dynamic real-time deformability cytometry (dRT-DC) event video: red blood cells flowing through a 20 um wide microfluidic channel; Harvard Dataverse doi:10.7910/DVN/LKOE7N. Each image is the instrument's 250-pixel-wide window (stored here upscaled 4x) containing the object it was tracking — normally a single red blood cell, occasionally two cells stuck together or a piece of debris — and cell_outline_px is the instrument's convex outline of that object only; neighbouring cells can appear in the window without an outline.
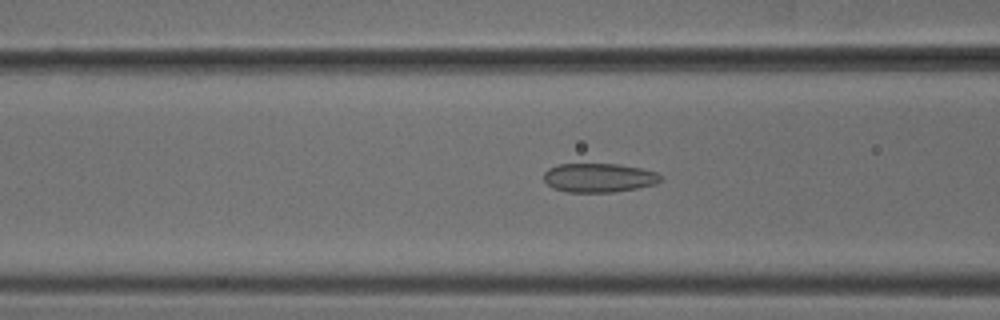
{"species": "common noctule bat (a hibernating species)", "species_latin": "Nyctalus noctula", "temperature_condition": "cold", "stored_images_in_passage": 49, "camera_frame_rate_fps": 3000, "um_per_image_px": 0.085, "animal": {"sex": "male", "body_mass_g": 18.8}, "frame": {"image": 1, "passage_image": 18, "time_ms": 5.667, "image_size_px": [1000, 320], "cell_outline_px": [[664, 180], [656, 184], [636, 188], [612, 192], [568, 192], [552, 188], [544, 180], [544, 172], [548, 168], [556, 164], [620, 164], [640, 168], [656, 172]], "centroid_in_image_um": [50.9, 15.1], "position_along_channel_um": 115.7, "area_um2": 19.83}}
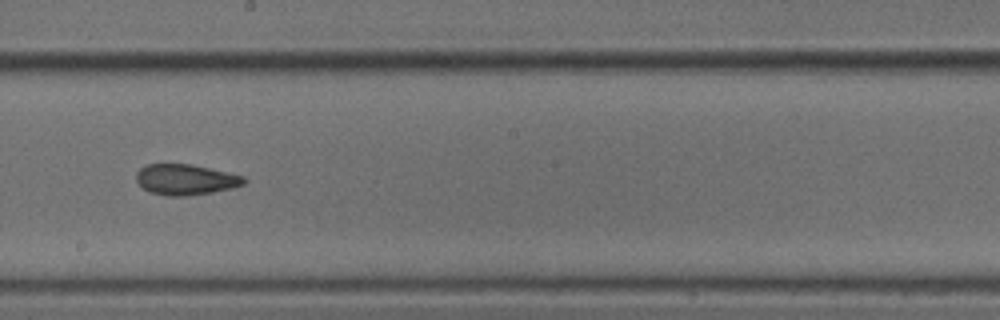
{"frame": {"image": 2, "passage_image": 27, "time_ms": 8.667, "image_size_px": [1000, 320], "cell_outline_px": [[248, 180], [244, 184], [232, 188], [212, 192], [184, 196], [168, 196], [152, 192], [144, 188], [136, 180], [136, 172], [140, 168], [148, 164], [192, 164], [244, 176]], "centroid_in_image_um": [15.79, 15.25], "position_along_channel_um": 232.4, "area_um2": 19.13}}
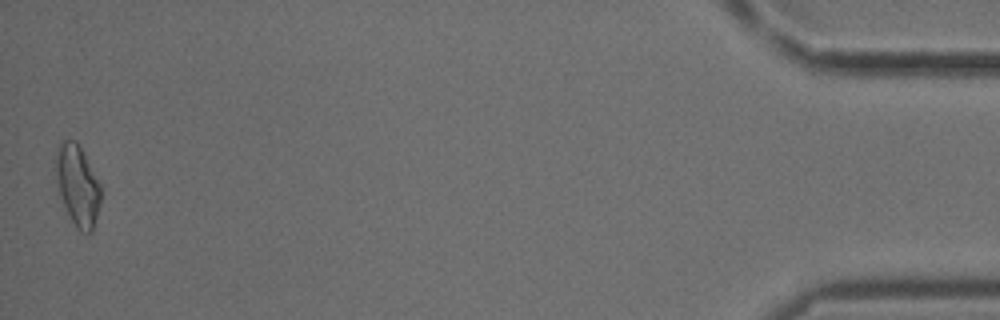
{"frame": {"image": 3, "passage_image": 49, "time_ms": 16.0, "image_size_px": [1000, 320], "cell_outline_px": [[100, 204], [92, 232], [80, 232], [76, 228], [60, 196], [56, 176], [56, 152], [60, 140], [76, 140], [100, 184]], "centroid_in_image_um": [6.59, 15.75], "position_along_channel_um": 428.6, "area_um2": 20.75}, "authors_computed_cell_mechanics": {"area_um2": 19.7098, "velocity_mm_per_s": 3.8828, "shape_relaxation_time_tau1_ms": null, "shape_relaxation_time_tau2_ms": 2.4965, "deformation_change_tau1": null, "deformation_change_tau2": 0.0926}}